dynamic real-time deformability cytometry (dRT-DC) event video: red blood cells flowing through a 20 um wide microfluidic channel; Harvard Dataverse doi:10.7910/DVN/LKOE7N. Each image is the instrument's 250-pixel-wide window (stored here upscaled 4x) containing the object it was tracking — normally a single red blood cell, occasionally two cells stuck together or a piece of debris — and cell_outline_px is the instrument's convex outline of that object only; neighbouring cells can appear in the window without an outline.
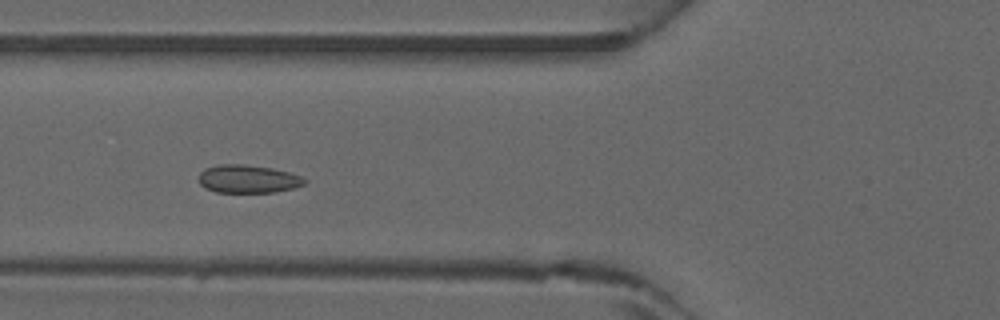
{"species": "common noctule bat (a hibernating species)", "species_latin": "Nyctalus noctula", "temperature_condition": "warm", "stored_images_in_passage": 4, "camera_frame_rate_fps": 3000, "um_per_image_px": 0.085, "animal": {"sex": "male", "forearm_length_mm": 52.5}, "frame": {"image": 1, "passage_image": 4, "time_ms": 1.0, "image_size_px": [1000, 320], "cell_outline_px": [[308, 180], [304, 184], [292, 188], [276, 192], [216, 192], [204, 188], [200, 184], [200, 172], [204, 168], [220, 164], [244, 164], [272, 168], [288, 172], [300, 176]], "centroid_in_image_um": [21.06, 15.21], "position_along_channel_um": 104.7, "area_um2": 17.28}}